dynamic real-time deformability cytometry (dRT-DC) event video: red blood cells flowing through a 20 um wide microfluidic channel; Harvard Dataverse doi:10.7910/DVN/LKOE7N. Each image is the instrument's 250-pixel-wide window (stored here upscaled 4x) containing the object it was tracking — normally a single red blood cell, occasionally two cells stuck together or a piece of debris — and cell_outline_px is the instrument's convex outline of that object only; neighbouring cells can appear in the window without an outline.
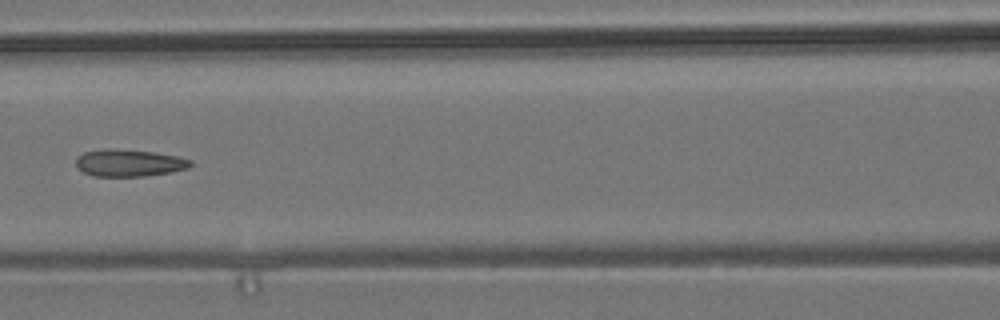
{"species": "common noctule bat (a hibernating species)", "species_latin": "Nyctalus noctula", "temperature_condition": "room temperature", "stored_images_in_passage": 7, "camera_frame_rate_fps": 3000, "um_per_image_px": 0.085, "animal": {"sex": "male", "body_mass_g": 19.2, "forearm_length_mm": 51.8}, "frame": {"image": 1, "passage_image": 6, "time_ms": 6.667, "image_size_px": [1000, 320], "cell_outline_px": [[192, 164], [188, 168], [168, 172], [144, 176], [92, 176], [76, 168], [76, 156], [84, 152], [100, 148], [112, 148], [152, 152], [176, 156], [192, 160]], "centroid_in_image_um": [10.9, 13.84], "position_along_channel_um": 155.7, "area_um2": 18.15}}
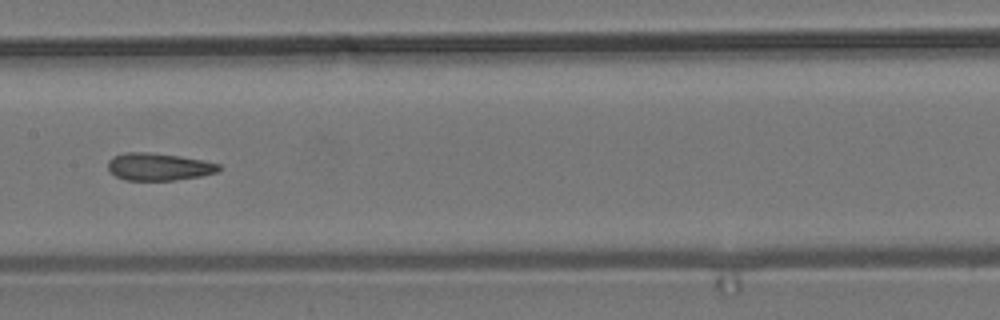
{"frame": {"image": 2, "passage_image": 7, "time_ms": 7.667, "image_size_px": [1000, 320], "cell_outline_px": [[220, 168], [216, 172], [200, 176], [172, 180], [124, 180], [116, 176], [108, 168], [108, 160], [112, 156], [124, 152], [148, 152], [180, 156], [220, 164]], "centroid_in_image_um": [13.44, 14.16], "position_along_channel_um": 194.0, "area_um2": 17.57}}